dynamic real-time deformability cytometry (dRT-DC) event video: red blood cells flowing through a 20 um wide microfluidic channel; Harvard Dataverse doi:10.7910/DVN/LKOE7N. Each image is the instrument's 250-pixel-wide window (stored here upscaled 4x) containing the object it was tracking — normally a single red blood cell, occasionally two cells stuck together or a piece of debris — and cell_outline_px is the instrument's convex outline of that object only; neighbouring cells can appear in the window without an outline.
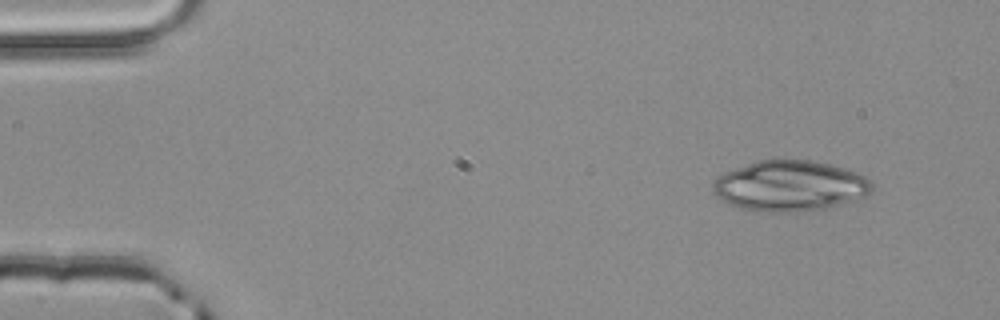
{"species": "common noctule bat (a hibernating species)", "species_latin": "Nyctalus noctula", "temperature_condition": "room temperature", "stored_images_in_passage": 3, "camera_frame_rate_fps": 3000, "um_per_image_px": 0.085, "animal": {"sex": "male", "body_mass_g": 20.4}, "frame": {"image": 1, "passage_image": 1, "time_ms": 0.0, "image_size_px": [1000, 320], "cell_outline_px": [[876, 184], [872, 192], [856, 200], [824, 208], [800, 212], [768, 212], [740, 208], [716, 196], [712, 188], [712, 184], [724, 172], [756, 160], [812, 160], [844, 168], [856, 172], [872, 180]], "centroid_in_image_um": [67.19, 15.8], "position_along_channel_um": 17.8, "area_um2": 46.93}}